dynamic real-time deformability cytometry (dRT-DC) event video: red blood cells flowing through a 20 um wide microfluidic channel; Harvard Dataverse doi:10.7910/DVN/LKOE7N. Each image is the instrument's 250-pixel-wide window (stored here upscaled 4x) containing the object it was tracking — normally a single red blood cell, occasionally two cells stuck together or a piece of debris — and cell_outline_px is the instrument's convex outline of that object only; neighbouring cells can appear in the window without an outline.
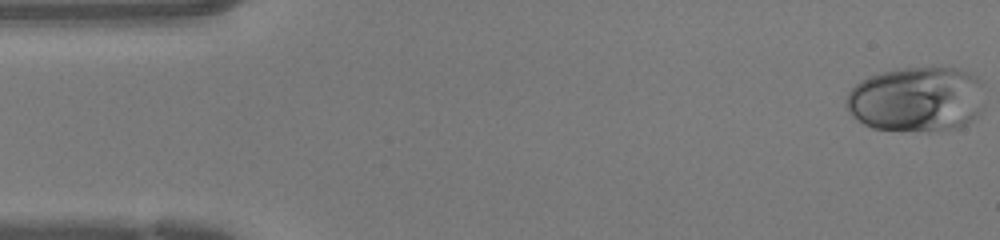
{"species": "human", "species_latin": "Homo sapiens", "temperature_condition": "warm", "stored_images_in_passage": 46, "camera_frame_rate_fps": 3000, "um_per_image_px": 0.085, "donor": {"sex": "female"}, "frame": {"image": 1, "passage_image": 1, "time_ms": 0.0, "image_size_px": [1000, 240], "cell_outline_px": [[984, 80], [980, 112], [968, 124], [960, 128], [928, 132], [872, 128], [864, 124], [852, 116], [844, 104], [844, 100], [848, 92], [860, 80], [868, 76], [880, 72], [896, 68], [940, 64], [972, 72]], "centroid_in_image_um": [77.95, 8.39], "position_along_channel_um": 7.1, "area_um2": 54.45}}
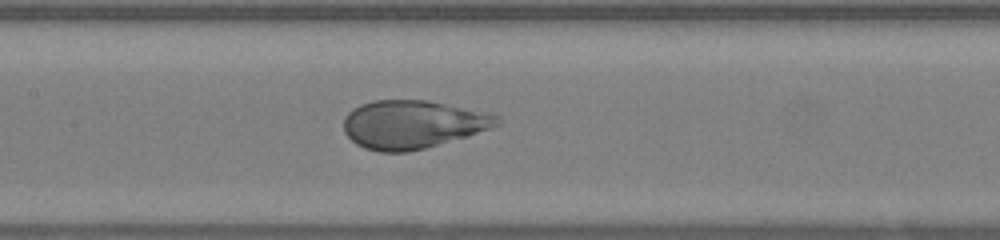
{"frame": {"image": 2, "passage_image": 21, "time_ms": 6.667, "image_size_px": [1000, 240], "cell_outline_px": [[500, 124], [468, 136], [424, 148], [408, 152], [380, 152], [364, 148], [356, 144], [344, 132], [344, 116], [352, 108], [360, 104], [372, 100], [424, 100], [496, 112], [500, 116]], "centroid_in_image_um": [35.11, 10.56], "position_along_channel_um": 172.3, "area_um2": 43.58}}
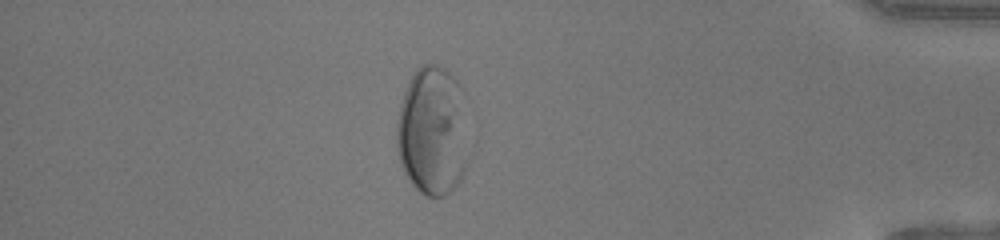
{"frame": {"image": 3, "passage_image": 40, "time_ms": 13.0, "image_size_px": [1000, 240], "cell_outline_px": [[468, 160], [464, 172], [460, 180], [444, 196], [428, 196], [420, 192], [412, 184], [400, 160], [396, 144], [396, 120], [400, 104], [408, 80], [416, 68], [424, 64], [436, 64], [444, 68], [460, 84]], "centroid_in_image_um": [36.73, 11.13], "position_along_channel_um": 398.5, "area_um2": 53.81}, "authors_computed_cell_mechanics": {"area_um2": 48.0029, "velocity_mm_per_s": 4.2878, "shape_relaxation_time_tau1_ms": 5.334, "shape_relaxation_time_tau2_ms": null, "deformation_change_tau1": 0.1696, "deformation_change_tau2": null}}